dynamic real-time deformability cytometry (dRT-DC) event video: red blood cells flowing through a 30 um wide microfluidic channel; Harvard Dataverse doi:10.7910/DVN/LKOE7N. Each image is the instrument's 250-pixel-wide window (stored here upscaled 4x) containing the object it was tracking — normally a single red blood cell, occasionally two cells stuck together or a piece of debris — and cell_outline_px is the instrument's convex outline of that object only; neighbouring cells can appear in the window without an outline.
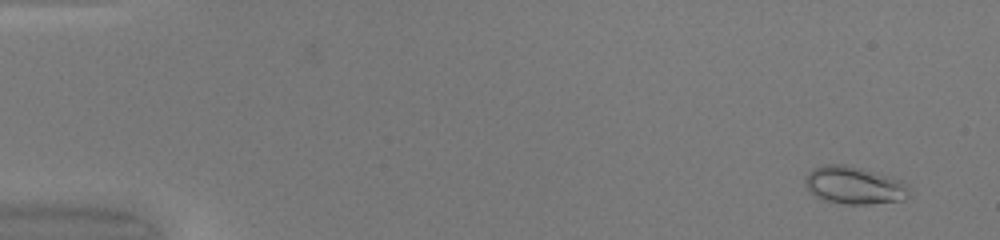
{"species": "common noctule bat (a hibernating species)", "species_latin": "Nyctalus noctula", "temperature_condition": "warm", "stored_images_in_passage": 51, "camera_frame_rate_fps": 3000, "um_per_image_px": 0.085, "animal": {"sex": "female", "body_mass_g": 20.0, "forearm_length_mm": 54.0}, "frame": {"image": 1, "passage_image": 4, "time_ms": 1.0, "image_size_px": [1000, 240], "cell_outline_px": [[908, 196], [904, 200], [872, 204], [844, 204], [824, 200], [816, 196], [804, 184], [804, 180], [808, 172], [812, 168], [824, 164], [844, 164], [892, 176], [908, 184]], "centroid_in_image_um": [72.61, 15.74], "position_along_channel_um": 12.4, "area_um2": 22.95}}
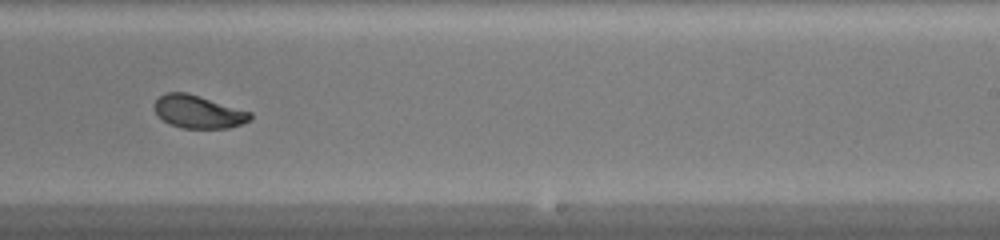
{"frame": {"image": 2, "passage_image": 33, "time_ms": 10.667, "image_size_px": [1000, 240], "cell_outline_px": [[252, 120], [228, 128], [184, 128], [168, 124], [152, 108], [152, 104], [160, 96], [168, 92], [188, 92], [252, 112]], "centroid_in_image_um": [16.86, 9.49], "position_along_channel_um": 272.1, "area_um2": 18.5}}
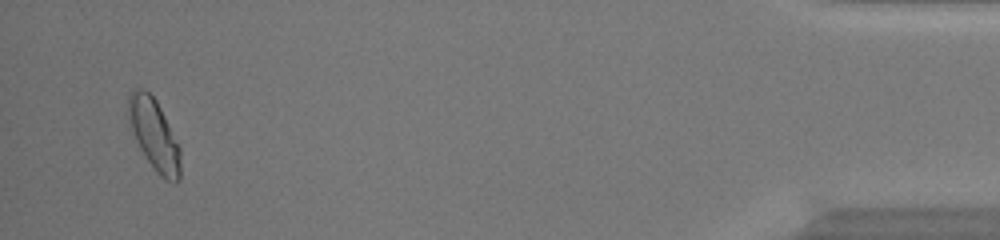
{"frame": {"image": 3, "passage_image": 49, "time_ms": 16.0, "image_size_px": [1000, 240], "cell_outline_px": [[180, 180], [176, 184], [160, 176], [156, 172], [140, 148], [136, 140], [128, 120], [128, 92], [132, 88], [144, 88], [156, 100], [180, 148]], "centroid_in_image_um": [13.09, 11.43], "position_along_channel_um": 422.1, "area_um2": 21.39}, "authors_computed_cell_mechanics": {"area_um2": 19.5364, "velocity_mm_per_s": 4.2177, "shape_relaxation_time_tau1_ms": 3.5049, "shape_relaxation_time_tau2_ms": 0.6234, "deformation_change_tau1": 0.1445, "deformation_change_tau2": 0.0488}}